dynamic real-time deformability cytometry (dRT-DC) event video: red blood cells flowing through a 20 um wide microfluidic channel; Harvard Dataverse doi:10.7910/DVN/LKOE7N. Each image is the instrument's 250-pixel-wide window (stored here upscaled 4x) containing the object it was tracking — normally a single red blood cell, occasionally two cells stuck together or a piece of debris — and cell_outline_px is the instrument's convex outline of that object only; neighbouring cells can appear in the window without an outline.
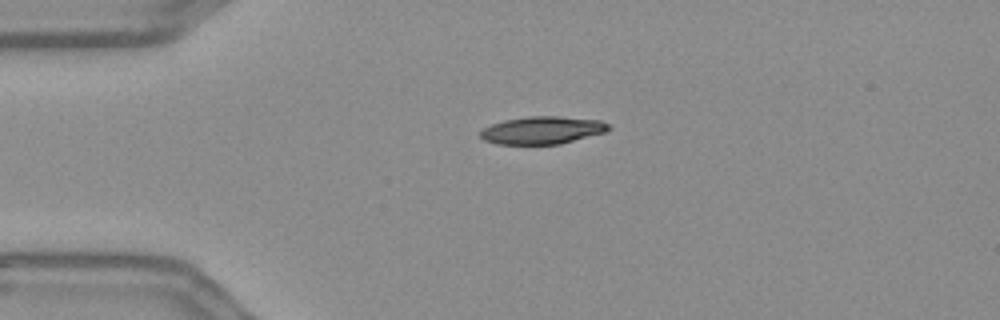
{"species": "Egyptian fruit bat (a non-hibernating species)", "species_latin": "Rousettus aegyptiacus", "temperature_condition": "warm", "stored_images_in_passage": 43, "camera_frame_rate_fps": 3000, "um_per_image_px": 0.085, "frame": {"image": 1, "passage_image": 1, "time_ms": 0.0, "image_size_px": [1000, 320], "cell_outline_px": [[612, 128], [608, 132], [560, 144], [496, 144], [484, 140], [480, 136], [480, 132], [484, 128], [492, 124], [504, 120], [528, 116], [560, 116], [600, 120], [608, 124]], "centroid_in_image_um": [46.14, 11.07], "position_along_channel_um": 38.9, "area_um2": 20.81}}
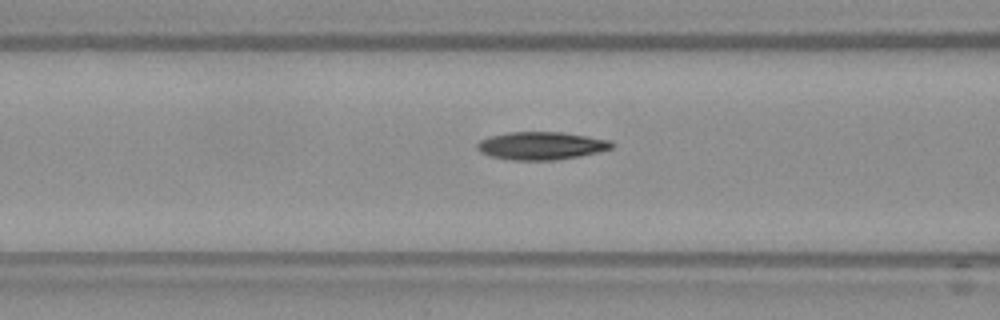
{"frame": {"image": 2, "passage_image": 10, "time_ms": 3.0, "image_size_px": [1000, 320], "cell_outline_px": [[616, 144], [612, 148], [580, 156], [556, 160], [512, 160], [488, 156], [480, 152], [476, 148], [476, 144], [480, 140], [488, 136], [508, 132], [564, 132], [612, 140]], "centroid_in_image_um": [45.99, 12.38], "position_along_channel_um": 120.6, "area_um2": 22.14}}
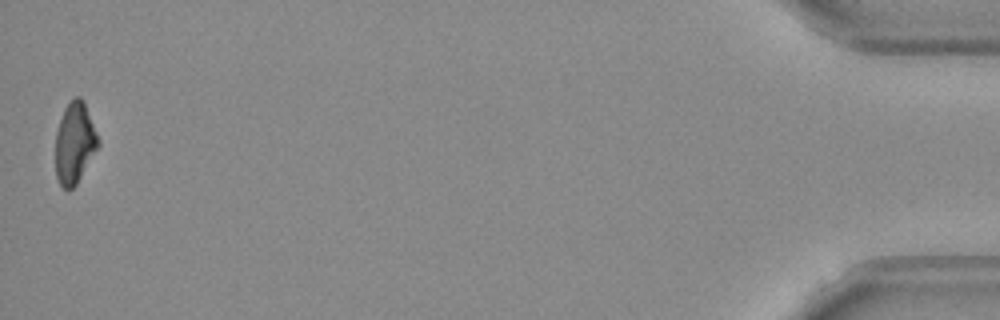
{"frame": {"image": 3, "passage_image": 43, "time_ms": 14.0, "image_size_px": [1000, 320], "cell_outline_px": [[100, 144], [76, 184], [68, 192], [60, 184], [56, 176], [56, 132], [64, 108], [68, 100], [76, 96], [80, 96], [84, 104], [100, 140]], "centroid_in_image_um": [6.34, 12.15], "position_along_channel_um": 428.9, "area_um2": 20.0}, "authors_computed_cell_mechanics": {"area_um2": 21.386, "velocity_mm_per_s": 3.6814, "shape_relaxation_time_tau1_ms": null, "shape_relaxation_time_tau2_ms": 3.9881, "deformation_change_tau1": null, "deformation_change_tau2": 0.1106}}